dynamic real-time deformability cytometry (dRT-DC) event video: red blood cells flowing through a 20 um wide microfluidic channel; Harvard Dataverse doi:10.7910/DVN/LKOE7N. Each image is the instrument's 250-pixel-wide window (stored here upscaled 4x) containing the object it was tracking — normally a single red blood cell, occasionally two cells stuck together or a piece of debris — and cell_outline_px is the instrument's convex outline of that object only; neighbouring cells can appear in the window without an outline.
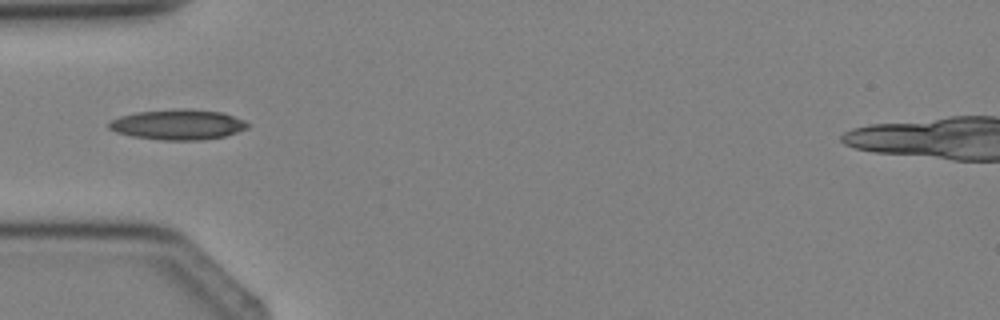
{"species": "Egyptian fruit bat (a non-hibernating species)", "species_latin": "Rousettus aegyptiacus", "temperature_condition": "cold", "stored_images_in_passage": 4, "camera_frame_rate_fps": 3000, "um_per_image_px": 0.085, "animal": {"sex": "female"}, "frame": {"image": 1, "passage_image": 4, "time_ms": 3.333, "image_size_px": [1000, 320], "cell_outline_px": [[248, 128], [224, 136], [200, 140], [160, 140], [132, 136], [116, 132], [108, 128], [108, 124], [112, 120], [120, 116], [136, 112], [184, 108], [224, 112], [244, 120], [248, 124]], "centroid_in_image_um": [15.13, 10.58], "position_along_channel_um": 69.9, "area_um2": 24.45}}